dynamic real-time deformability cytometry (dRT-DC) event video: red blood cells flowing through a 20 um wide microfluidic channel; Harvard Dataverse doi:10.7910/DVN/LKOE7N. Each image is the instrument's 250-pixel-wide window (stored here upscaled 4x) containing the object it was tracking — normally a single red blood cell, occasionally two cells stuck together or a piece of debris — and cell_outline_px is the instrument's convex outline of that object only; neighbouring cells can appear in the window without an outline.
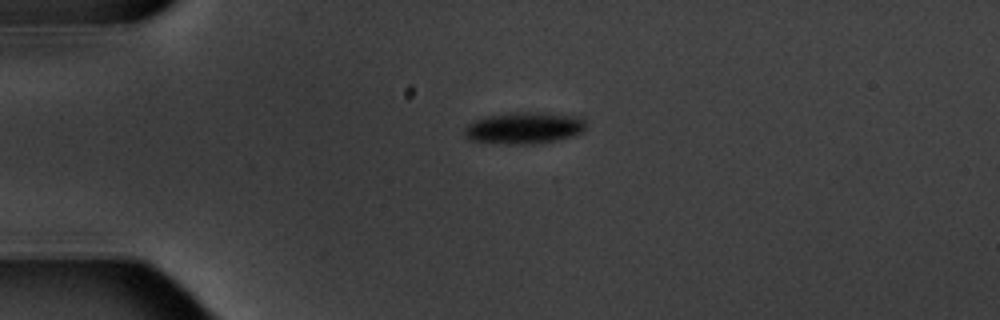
{"species": "common noctule bat (a hibernating species)", "species_latin": "Nyctalus noctula", "temperature_condition": "warm", "stored_images_in_passage": 2, "camera_frame_rate_fps": 3000, "um_per_image_px": 0.085, "animal": {"sex": "male", "body_mass_g": 20.1, "forearm_length_mm": 53.5}, "frame": {"image": 1, "passage_image": 1, "time_ms": 0.0, "image_size_px": [1000, 320], "cell_outline_px": [[588, 124], [584, 132], [572, 136], [556, 140], [536, 144], [508, 144], [468, 140], [464, 136], [464, 128], [468, 124], [484, 116], [504, 112], [548, 112], [580, 116]], "centroid_in_image_um": [44.58, 10.86], "position_along_channel_um": 40.4, "area_um2": 23.06}}